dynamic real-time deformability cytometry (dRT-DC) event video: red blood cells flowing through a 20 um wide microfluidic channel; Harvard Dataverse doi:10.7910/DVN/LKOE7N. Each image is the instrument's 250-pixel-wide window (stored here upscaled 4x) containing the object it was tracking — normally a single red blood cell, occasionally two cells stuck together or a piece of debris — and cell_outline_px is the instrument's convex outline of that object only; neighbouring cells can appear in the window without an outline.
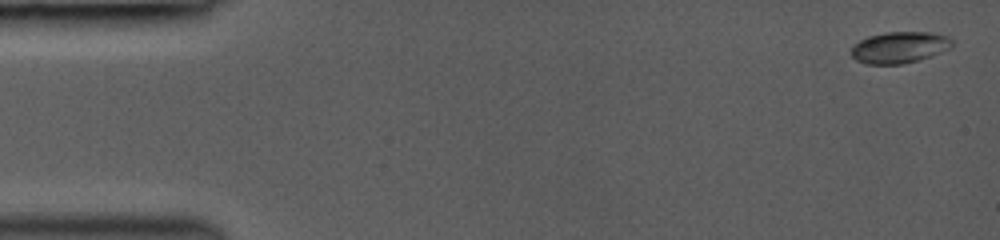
{"species": "common noctule bat (a hibernating species)", "species_latin": "Nyctalus noctula", "temperature_condition": "room temperature", "stored_images_in_passage": 12, "camera_frame_rate_fps": 3000, "um_per_image_px": 0.085, "animal": {"sex": "female", "body_mass_g": 19.0, "forearm_length_mm": 53.3}, "frame": {"image": 1, "passage_image": 1, "time_ms": 0.0, "image_size_px": [1000, 240], "cell_outline_px": [[952, 48], [932, 56], [920, 60], [904, 64], [864, 64], [856, 60], [852, 56], [852, 44], [868, 36], [888, 32], [932, 32], [948, 36], [952, 40]], "centroid_in_image_um": [76.47, 4.03], "position_along_channel_um": 8.5, "area_um2": 18.73}}
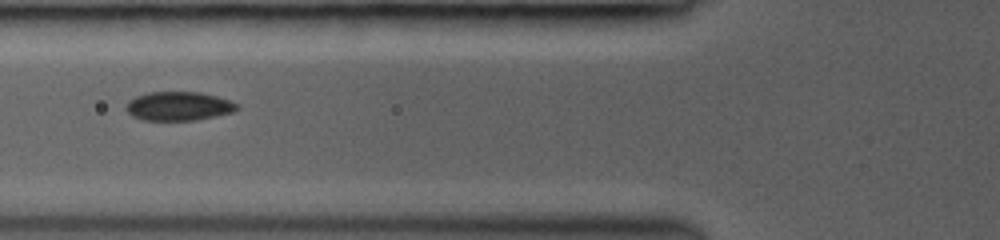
{"frame": {"image": 2, "passage_image": 9, "time_ms": 5.667, "image_size_px": [1000, 240], "cell_outline_px": [[240, 108], [236, 112], [196, 120], [144, 120], [132, 116], [124, 108], [128, 100], [136, 96], [148, 92], [200, 92], [232, 100], [240, 104]], "centroid_in_image_um": [15.23, 9.02], "position_along_channel_um": 110.6, "area_um2": 19.02}}
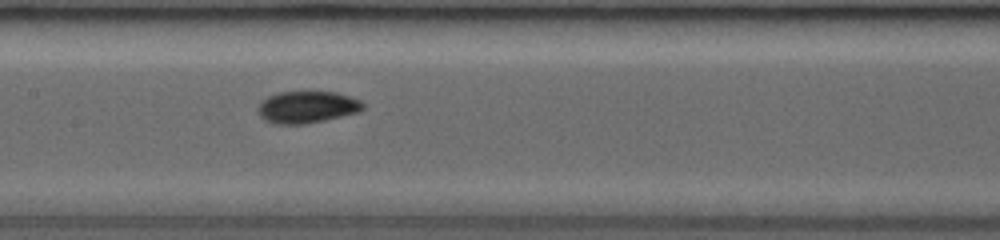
{"frame": {"image": 3, "passage_image": 12, "time_ms": 7.333, "image_size_px": [1000, 240], "cell_outline_px": [[364, 108], [360, 112], [324, 120], [304, 124], [276, 124], [264, 120], [260, 116], [256, 108], [268, 96], [280, 92], [336, 92], [360, 100], [364, 104]], "centroid_in_image_um": [26.1, 9.11], "position_along_channel_um": 181.3, "area_um2": 19.48}}